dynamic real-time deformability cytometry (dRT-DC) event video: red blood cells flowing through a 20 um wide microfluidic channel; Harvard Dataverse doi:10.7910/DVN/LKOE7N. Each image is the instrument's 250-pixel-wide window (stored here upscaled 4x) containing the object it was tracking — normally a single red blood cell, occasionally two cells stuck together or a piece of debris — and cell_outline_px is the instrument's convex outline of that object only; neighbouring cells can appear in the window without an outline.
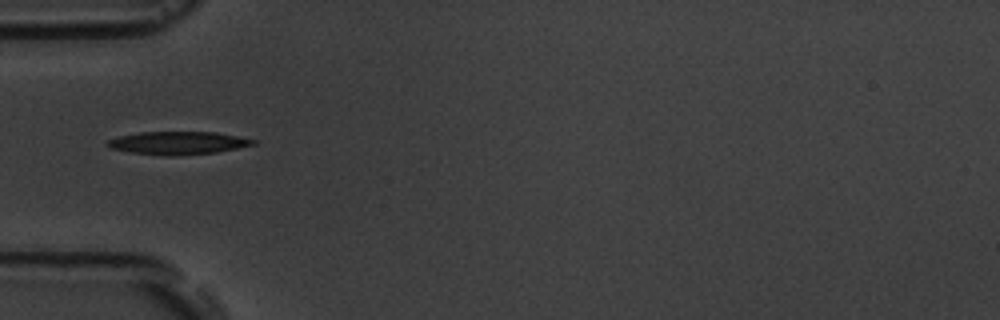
{"species": "common noctule bat (a hibernating species)", "species_latin": "Nyctalus noctula", "temperature_condition": "room temperature", "stored_images_in_passage": 1, "camera_frame_rate_fps": 3000, "um_per_image_px": 0.085, "animal": {"sex": "male", "body_mass_g": 19.5, "forearm_length_mm": 54.6}, "frame": {"image": 1, "passage_image": 1, "time_ms": 0.0, "image_size_px": [1000, 320], "cell_outline_px": [[256, 144], [216, 152], [168, 156], [164, 156], [132, 152], [112, 148], [104, 144], [108, 140], [116, 136], [140, 132], [216, 132], [256, 140]], "centroid_in_image_um": [15.09, 12.14], "position_along_channel_um": 69.9, "area_um2": 19.31}}